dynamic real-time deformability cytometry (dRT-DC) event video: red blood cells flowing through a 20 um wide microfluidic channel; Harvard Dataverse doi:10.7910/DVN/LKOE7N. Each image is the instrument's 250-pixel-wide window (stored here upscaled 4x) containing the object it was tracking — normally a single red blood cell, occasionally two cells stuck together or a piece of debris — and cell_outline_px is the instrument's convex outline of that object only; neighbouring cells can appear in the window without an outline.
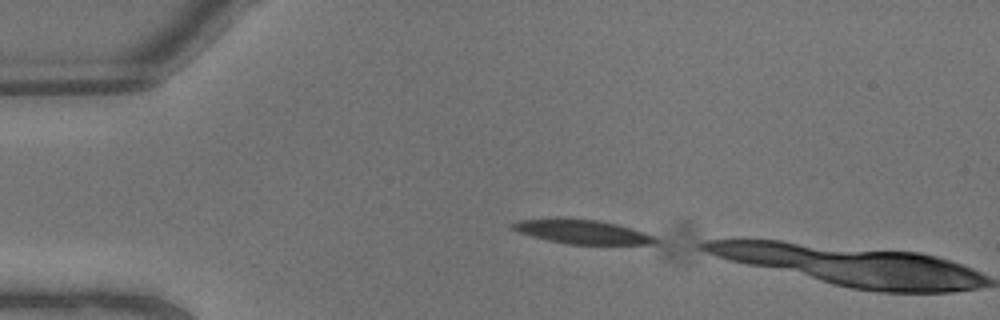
{"species": "common noctule bat (a hibernating species)", "species_latin": "Nyctalus noctula", "temperature_condition": "warm", "stored_images_in_passage": 2, "camera_frame_rate_fps": 3000, "um_per_image_px": 0.085, "animal": {"sex": "male", "body_mass_g": 13.3}, "frame": {"image": 1, "passage_image": 1, "time_ms": 0.0, "image_size_px": [1000, 320], "cell_outline_px": [[656, 240], [652, 244], [568, 244], [548, 240], [532, 236], [508, 228], [508, 224], [516, 220], [556, 216], [560, 216], [596, 220], [616, 224], [632, 228], [644, 232], [652, 236]], "centroid_in_image_um": [49.33, 19.65], "position_along_channel_um": 35.7, "area_um2": 20.46}}